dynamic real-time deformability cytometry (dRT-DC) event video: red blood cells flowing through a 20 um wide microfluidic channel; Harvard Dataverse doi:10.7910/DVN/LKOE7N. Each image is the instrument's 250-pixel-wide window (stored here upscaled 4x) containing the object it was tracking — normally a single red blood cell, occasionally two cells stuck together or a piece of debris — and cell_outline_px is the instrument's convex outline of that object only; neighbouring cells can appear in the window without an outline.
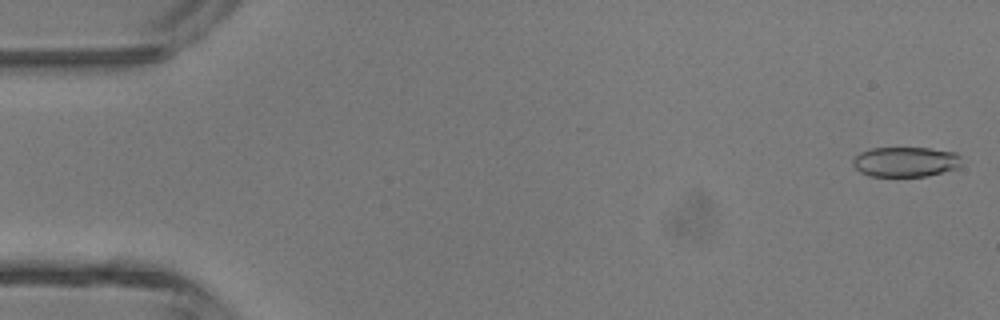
{"species": "common noctule bat (a hibernating species)", "species_latin": "Nyctalus noctula", "temperature_condition": "room temperature", "stored_images_in_passage": 46, "camera_frame_rate_fps": 3000, "um_per_image_px": 0.085, "animal": {"sex": "male", "body_mass_g": 13.3}, "frame": {"image": 1, "passage_image": 2, "time_ms": 0.333, "image_size_px": [1000, 320], "cell_outline_px": [[956, 156], [952, 168], [940, 172], [924, 176], [872, 176], [856, 168], [856, 156], [864, 152], [876, 148], [928, 148], [952, 152]], "centroid_in_image_um": [76.89, 13.75], "position_along_channel_um": 8.1, "area_um2": 17.57}}
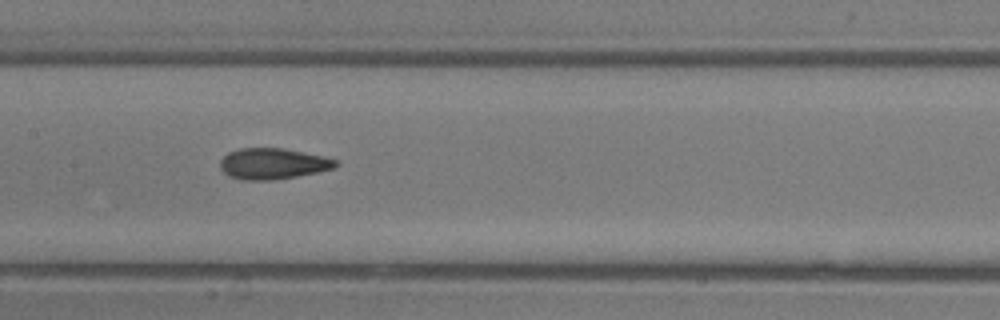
{"frame": {"image": 2, "passage_image": 23, "time_ms": 7.333, "image_size_px": [1000, 320], "cell_outline_px": [[336, 164], [332, 168], [292, 176], [232, 176], [224, 172], [220, 164], [224, 156], [232, 152], [244, 148], [280, 148], [320, 156], [336, 160]], "centroid_in_image_um": [23.21, 13.83], "position_along_channel_um": 184.2, "area_um2": 18.5}}
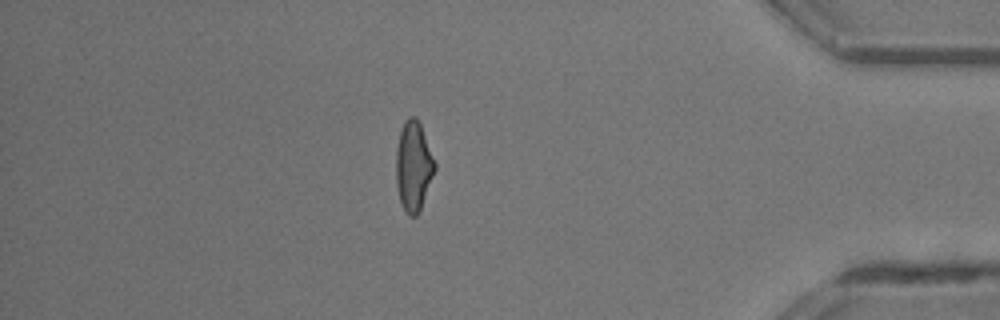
{"frame": {"image": 3, "passage_image": 40, "time_ms": 13.0, "image_size_px": [1000, 320], "cell_outline_px": [[436, 168], [420, 208], [416, 216], [412, 216], [404, 208], [400, 200], [396, 180], [396, 152], [400, 132], [404, 124], [412, 116], [420, 124], [436, 164]], "centroid_in_image_um": [35.15, 14.13], "position_along_channel_um": 400.1, "area_um2": 19.42}, "authors_computed_cell_mechanics": {"area_um2": 18.9006, "velocity_mm_per_s": 4.5405, "shape_relaxation_time_tau1_ms": 10.3725, "shape_relaxation_time_tau2_ms": 2.3865, "deformation_change_tau1": 0.2576, "deformation_change_tau2": 0.1053}}